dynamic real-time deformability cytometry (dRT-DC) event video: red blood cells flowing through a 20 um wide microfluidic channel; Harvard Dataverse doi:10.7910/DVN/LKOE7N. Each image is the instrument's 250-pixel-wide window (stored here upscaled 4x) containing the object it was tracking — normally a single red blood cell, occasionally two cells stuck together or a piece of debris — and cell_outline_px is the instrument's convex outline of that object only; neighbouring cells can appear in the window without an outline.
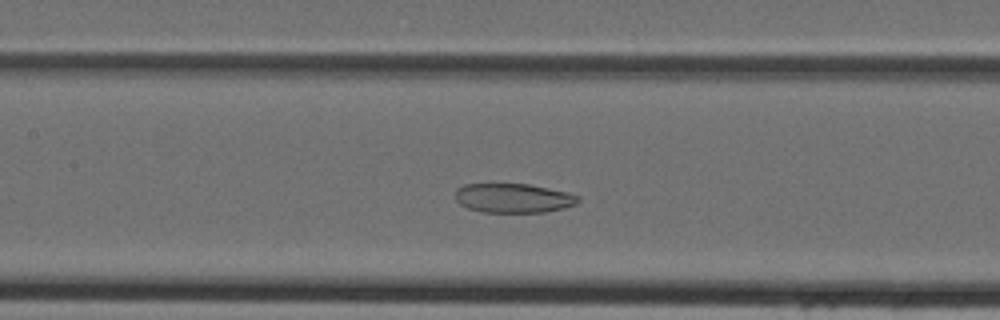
{"species": "Egyptian fruit bat (a non-hibernating species)", "species_latin": "Rousettus aegyptiacus", "temperature_condition": "cold", "stored_images_in_passage": 39, "camera_frame_rate_fps": 3000, "um_per_image_px": 0.085, "animal": {"sex": "female"}, "frame": {"image": 1, "passage_image": 15, "time_ms": 4.667, "image_size_px": [1000, 320], "cell_outline_px": [[580, 200], [576, 204], [564, 208], [544, 212], [480, 212], [468, 208], [460, 204], [456, 200], [456, 188], [464, 184], [528, 184], [568, 192], [580, 196]], "centroid_in_image_um": [43.64, 16.84], "position_along_channel_um": 163.8, "area_um2": 21.04}}
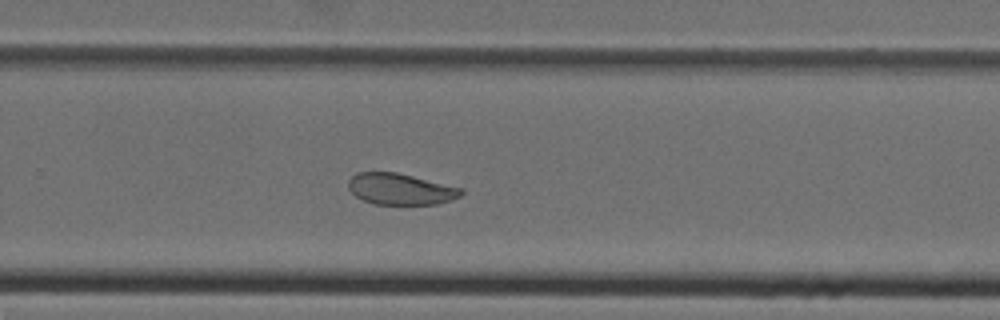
{"frame": {"image": 2, "passage_image": 24, "time_ms": 7.667, "image_size_px": [1000, 320], "cell_outline_px": [[464, 192], [460, 196], [436, 204], [376, 204], [364, 200], [356, 196], [348, 188], [348, 180], [356, 172], [396, 172], [464, 188]], "centroid_in_image_um": [34.04, 16.06], "position_along_channel_um": 295.8, "area_um2": 20.46}}
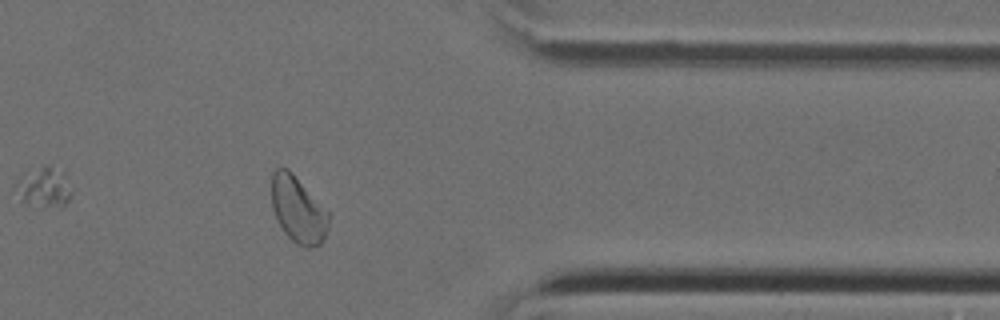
{"frame": {"image": 3, "passage_image": 31, "time_ms": 10.0, "image_size_px": [1000, 320], "cell_outline_px": [[332, 212], [328, 228], [324, 240], [320, 244], [308, 248], [304, 248], [296, 244], [284, 232], [272, 208], [272, 172], [276, 168], [288, 168]], "centroid_in_image_um": [25.4, 17.82], "position_along_channel_um": 386.0, "area_um2": 22.66}}